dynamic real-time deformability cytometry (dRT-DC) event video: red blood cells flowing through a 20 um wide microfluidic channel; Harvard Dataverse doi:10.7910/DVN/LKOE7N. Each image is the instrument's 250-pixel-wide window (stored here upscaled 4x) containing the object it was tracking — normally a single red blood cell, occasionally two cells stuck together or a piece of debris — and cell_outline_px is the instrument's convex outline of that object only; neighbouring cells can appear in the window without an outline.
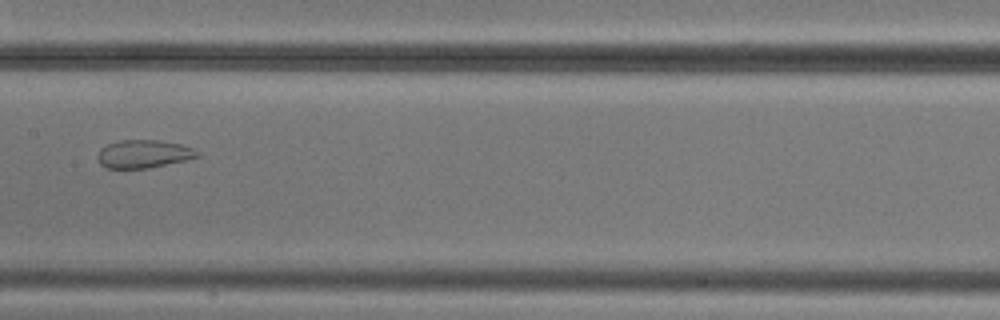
{"species": "common noctule bat (a hibernating species)", "species_latin": "Nyctalus noctula", "temperature_condition": "cold", "stored_images_in_passage": 7, "camera_frame_rate_fps": 3000, "um_per_image_px": 0.085, "animal": {"sex": "male", "body_mass_g": 20.5, "forearm_length_mm": 52.5}, "frame": {"image": 1, "passage_image": 7, "time_ms": 8.0, "image_size_px": [1000, 320], "cell_outline_px": [[200, 156], [188, 160], [148, 168], [108, 168], [100, 164], [96, 156], [100, 148], [108, 144], [120, 140], [160, 140], [180, 144], [192, 148], [200, 152]], "centroid_in_image_um": [12.22, 13.08], "position_along_channel_um": 195.2, "area_um2": 16.42}}